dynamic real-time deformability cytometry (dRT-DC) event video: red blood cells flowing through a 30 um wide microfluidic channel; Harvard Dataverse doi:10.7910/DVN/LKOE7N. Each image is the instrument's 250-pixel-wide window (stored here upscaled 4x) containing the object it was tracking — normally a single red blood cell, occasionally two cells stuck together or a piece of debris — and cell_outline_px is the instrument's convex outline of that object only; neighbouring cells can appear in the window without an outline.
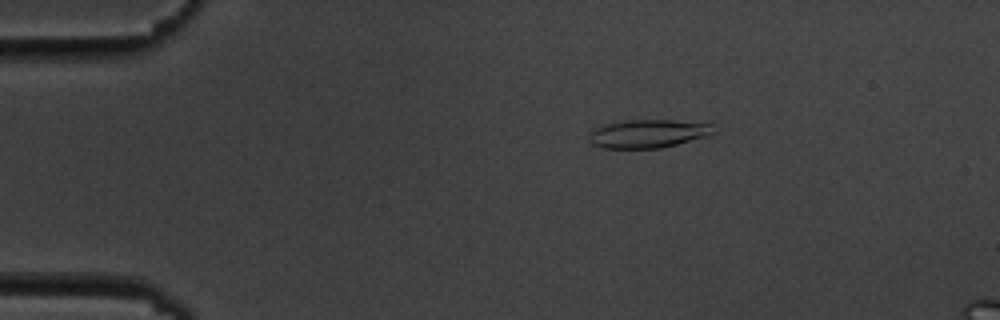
{"species": "common noctule bat (a hibernating species)", "species_latin": "Nyctalus noctula", "temperature_condition": "cold", "stored_images_in_passage": 6, "camera_frame_rate_fps": 3000, "um_per_image_px": 0.085, "animal": {"sex": "male", "body_mass_g": 19.5, "forearm_length_mm": 54.6}, "frame": {"image": 1, "passage_image": 4, "time_ms": 3.333, "image_size_px": [1000, 320], "cell_outline_px": [[716, 132], [708, 136], [660, 148], [604, 148], [592, 144], [588, 140], [588, 132], [592, 128], [600, 124], [624, 120], [672, 120], [712, 124]], "centroid_in_image_um": [55.01, 11.35], "position_along_channel_um": 30.0, "area_um2": 20.87}}